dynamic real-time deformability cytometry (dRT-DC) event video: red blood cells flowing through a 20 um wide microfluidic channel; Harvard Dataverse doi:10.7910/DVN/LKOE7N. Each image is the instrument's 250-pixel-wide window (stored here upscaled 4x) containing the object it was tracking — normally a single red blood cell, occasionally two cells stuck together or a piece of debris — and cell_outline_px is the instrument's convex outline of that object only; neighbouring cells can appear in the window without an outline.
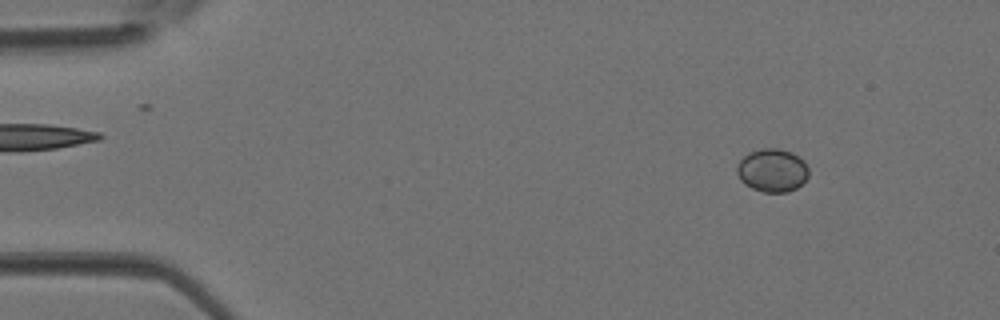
{"species": "Egyptian fruit bat (a non-hibernating species)", "species_latin": "Rousettus aegyptiacus", "temperature_condition": "room temperature", "stored_images_in_passage": 3, "camera_frame_rate_fps": 3000, "um_per_image_px": 0.085, "animal": {"sex": "female"}, "frame": {"image": 1, "passage_image": 1, "time_ms": 0.0, "image_size_px": [1000, 320], "cell_outline_px": [[808, 176], [796, 188], [788, 192], [764, 192], [752, 188], [744, 184], [740, 180], [736, 172], [736, 168], [740, 160], [748, 152], [760, 148], [776, 148], [792, 152], [804, 160], [808, 168]], "centroid_in_image_um": [65.62, 14.47], "position_along_channel_um": 19.4, "area_um2": 18.15}}
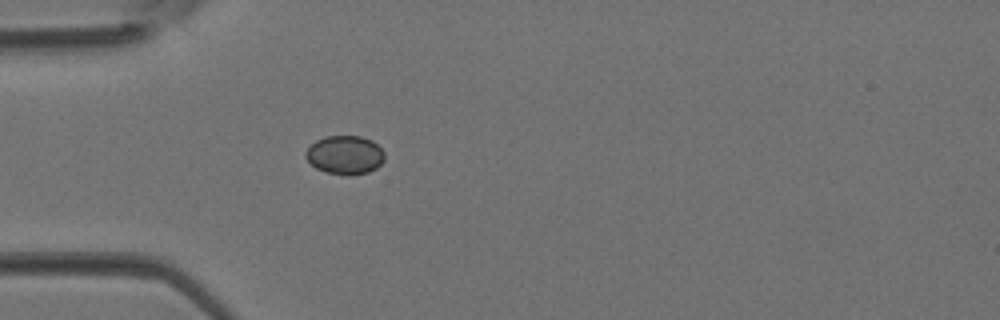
{"frame": {"image": 2, "passage_image": 3, "time_ms": 0.667, "image_size_px": [1000, 320], "cell_outline_px": [[384, 160], [376, 168], [368, 172], [348, 176], [324, 172], [316, 168], [304, 156], [304, 152], [316, 140], [324, 136], [360, 136], [372, 140], [384, 152]], "centroid_in_image_um": [29.3, 13.17], "position_along_channel_um": 55.7, "area_um2": 17.86}}